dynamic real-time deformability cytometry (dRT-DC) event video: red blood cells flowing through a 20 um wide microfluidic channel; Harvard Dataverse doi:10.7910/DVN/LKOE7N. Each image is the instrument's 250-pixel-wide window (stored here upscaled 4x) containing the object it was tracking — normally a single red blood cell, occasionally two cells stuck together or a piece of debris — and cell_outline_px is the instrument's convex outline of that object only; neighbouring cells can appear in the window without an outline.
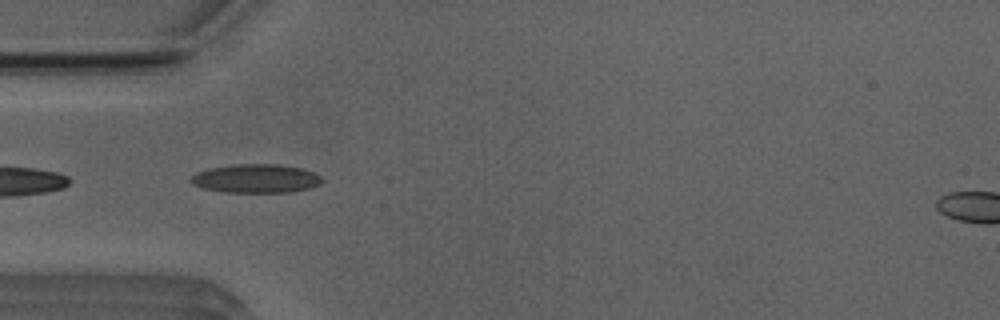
{"species": "Egyptian fruit bat (a non-hibernating species)", "species_latin": "Rousettus aegyptiacus", "temperature_condition": "room temperature", "stored_images_in_passage": 37, "camera_frame_rate_fps": 3000, "um_per_image_px": 0.085, "animal": {"sex": "male"}, "frame": {"image": 1, "passage_image": 1, "time_ms": 0.0, "image_size_px": [1000, 320], "cell_outline_px": [[324, 180], [320, 184], [308, 188], [292, 192], [224, 192], [204, 188], [192, 184], [188, 180], [196, 172], [208, 168], [236, 164], [276, 164], [300, 168], [312, 172], [320, 176]], "centroid_in_image_um": [21.72, 15.17], "position_along_channel_um": 63.3, "area_um2": 21.91}}
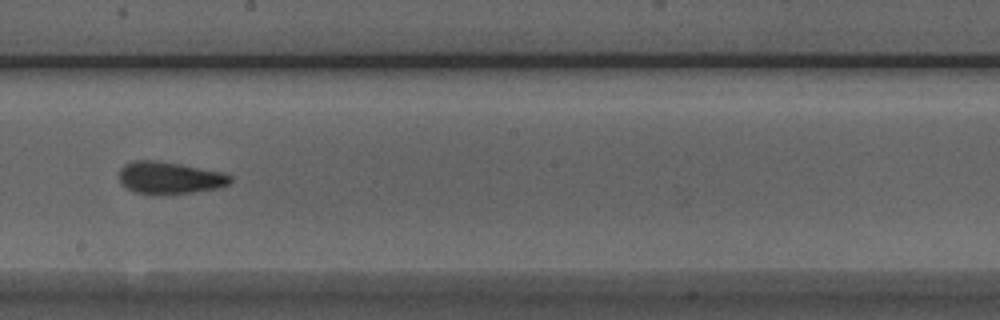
{"frame": {"image": 2, "passage_image": 14, "time_ms": 4.333, "image_size_px": [1000, 320], "cell_outline_px": [[232, 180], [228, 184], [216, 188], [192, 192], [160, 196], [136, 192], [120, 184], [120, 168], [124, 164], [132, 160], [156, 160], [180, 164], [224, 172], [232, 176]], "centroid_in_image_um": [14.4, 15.12], "position_along_channel_um": 233.8, "area_um2": 21.1}}
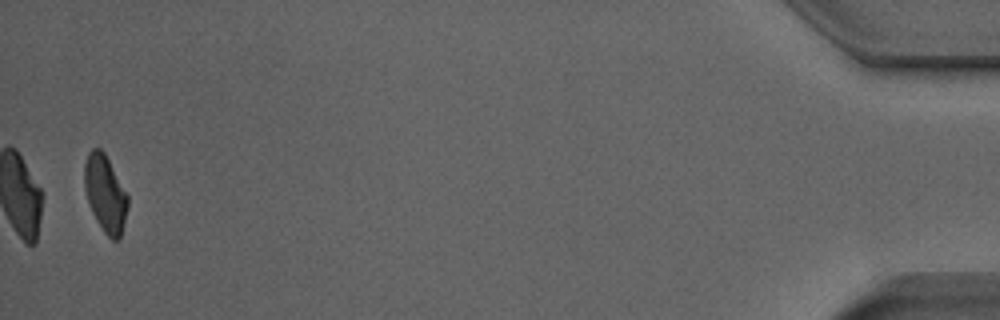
{"frame": {"image": 3, "passage_image": 36, "time_ms": 11.667, "image_size_px": [1000, 320], "cell_outline_px": [[128, 208], [120, 240], [112, 240], [104, 232], [96, 220], [92, 212], [84, 188], [84, 164], [88, 152], [92, 148], [100, 148], [104, 152], [128, 196]], "centroid_in_image_um": [8.94, 16.47], "position_along_channel_um": 426.3, "area_um2": 19.36}, "authors_computed_cell_mechanics": {"area_um2": 20.3456, "velocity_mm_per_s": 3.9386, "shape_relaxation_time_tau1_ms": 4.616, "shape_relaxation_time_tau2_ms": 1.9305, "deformation_change_tau1": 0.165, "deformation_change_tau2": 0.1076}}